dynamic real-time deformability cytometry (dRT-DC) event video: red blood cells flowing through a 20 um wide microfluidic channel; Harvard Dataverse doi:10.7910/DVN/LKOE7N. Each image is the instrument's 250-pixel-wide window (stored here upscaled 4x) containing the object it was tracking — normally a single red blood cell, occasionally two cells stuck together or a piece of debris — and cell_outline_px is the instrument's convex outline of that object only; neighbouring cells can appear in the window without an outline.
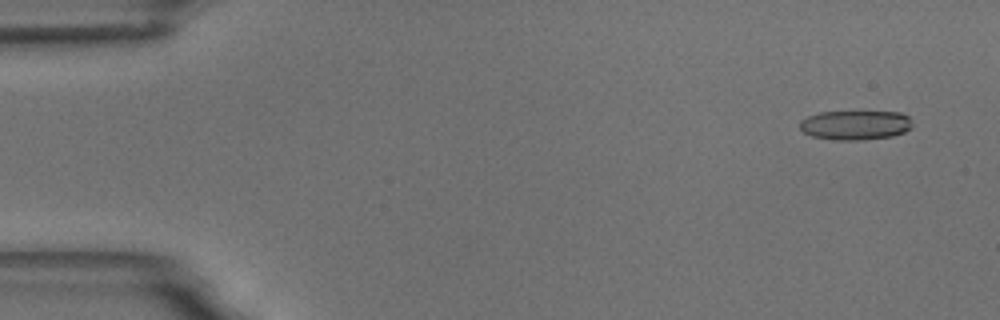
{"species": "common noctule bat (a hibernating species)", "species_latin": "Nyctalus noctula", "temperature_condition": "room temperature", "stored_images_in_passage": 58, "camera_frame_rate_fps": 3000, "um_per_image_px": 0.085, "animal": {"sex": "male", "body_mass_g": 18.8}, "frame": {"image": 1, "passage_image": 4, "time_ms": 1.0, "image_size_px": [1000, 320], "cell_outline_px": [[912, 128], [904, 132], [892, 136], [864, 140], [836, 140], [812, 136], [804, 132], [800, 128], [800, 120], [808, 116], [820, 112], [900, 112], [908, 116], [912, 120]], "centroid_in_image_um": [72.73, 10.63], "position_along_channel_um": 12.3, "area_um2": 19.36}}
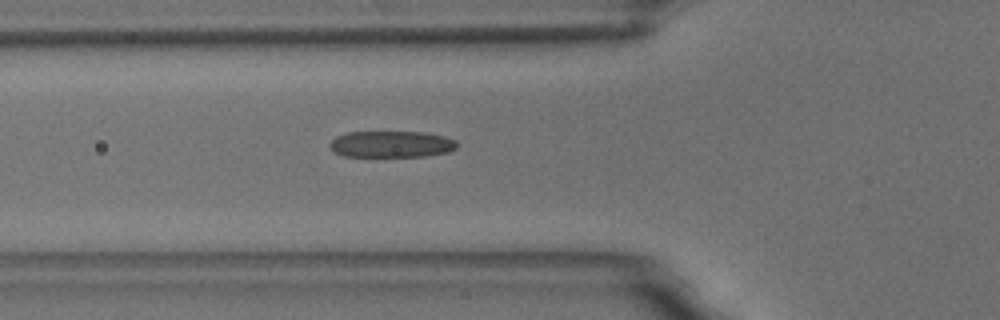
{"frame": {"image": 2, "passage_image": 21, "time_ms": 6.667, "image_size_px": [1000, 320], "cell_outline_px": [[460, 144], [456, 148], [448, 152], [424, 156], [344, 156], [332, 152], [328, 144], [336, 136], [348, 132], [424, 132], [444, 136], [456, 140]], "centroid_in_image_um": [33.27, 12.25], "position_along_channel_um": 92.5, "area_um2": 19.77}}
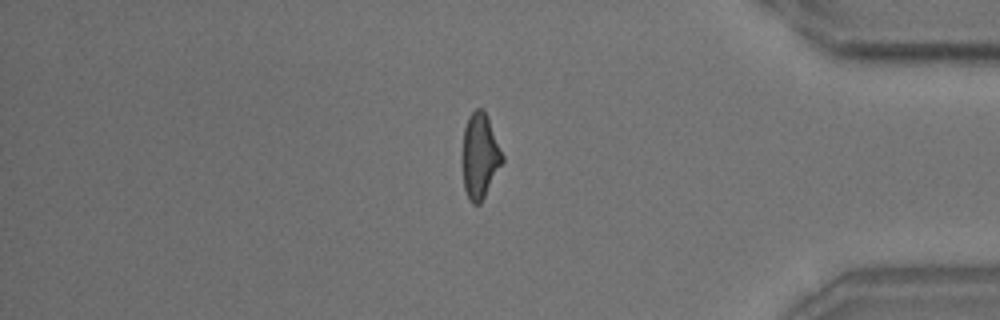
{"frame": {"image": 3, "passage_image": 49, "time_ms": 16.0, "image_size_px": [1000, 320], "cell_outline_px": [[504, 160], [480, 204], [472, 204], [468, 200], [464, 188], [464, 128], [468, 116], [476, 108], [484, 108], [488, 116], [504, 156]], "centroid_in_image_um": [40.82, 13.23], "position_along_channel_um": 394.4, "area_um2": 19.59}, "authors_computed_cell_mechanics": {"area_um2": 20.2011, "velocity_mm_per_s": 3.5198, "shape_relaxation_time_tau1_ms": 6.7387, "shape_relaxation_time_tau2_ms": 1.7196, "deformation_change_tau1": 0.195, "deformation_change_tau2": 0.1071}}